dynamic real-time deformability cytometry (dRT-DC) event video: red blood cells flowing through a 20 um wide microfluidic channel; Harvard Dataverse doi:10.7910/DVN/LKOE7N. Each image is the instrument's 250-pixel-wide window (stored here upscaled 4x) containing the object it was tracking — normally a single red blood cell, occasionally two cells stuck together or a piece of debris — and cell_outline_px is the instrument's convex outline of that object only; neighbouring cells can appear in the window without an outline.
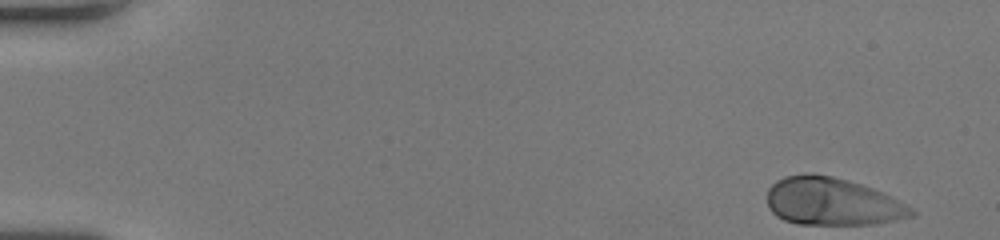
{"species": "human", "species_latin": "Homo sapiens", "temperature_condition": "room temperature", "stored_images_in_passage": 49, "camera_frame_rate_fps": 3000, "um_per_image_px": 0.085, "donor": {"sex": "female"}, "frame": {"image": 1, "passage_image": 1, "time_ms": 0.0, "image_size_px": [1000, 240], "cell_outline_px": [[916, 216], [872, 224], [796, 224], [784, 220], [776, 216], [768, 208], [768, 188], [776, 180], [784, 176], [804, 172], [812, 172], [832, 176], [848, 180], [872, 188], [912, 208], [916, 212]], "centroid_in_image_um": [70.68, 17.12], "position_along_channel_um": 14.3, "area_um2": 40.11}}
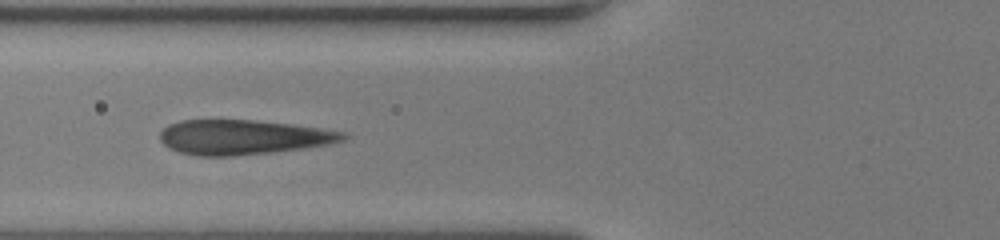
{"frame": {"image": 2, "passage_image": 19, "time_ms": 6.0, "image_size_px": [1000, 240], "cell_outline_px": [[352, 136], [344, 140], [328, 144], [304, 148], [272, 152], [236, 156], [196, 156], [180, 152], [164, 144], [160, 140], [160, 132], [168, 124], [180, 120], [252, 120], [292, 124], [348, 132]], "centroid_in_image_um": [20.7, 11.66], "position_along_channel_um": 105.1, "area_um2": 37.22}}
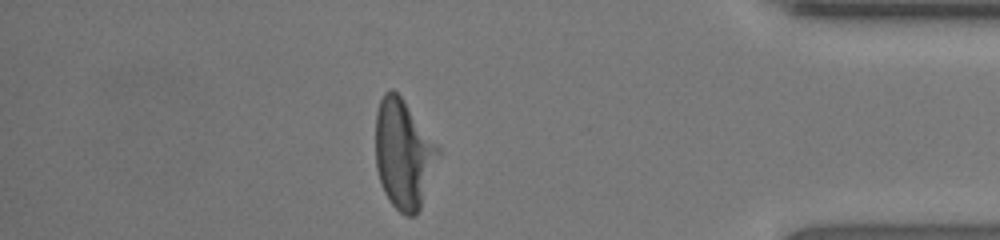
{"frame": {"image": 3, "passage_image": 43, "time_ms": 14.0, "image_size_px": [1000, 240], "cell_outline_px": [[440, 152], [420, 208], [416, 216], [404, 216], [388, 200], [380, 184], [376, 168], [376, 112], [380, 100], [384, 92], [388, 88], [392, 88], [404, 100], [440, 148]], "centroid_in_image_um": [34.28, 13.09], "position_along_channel_um": 400.9, "area_um2": 39.71}}